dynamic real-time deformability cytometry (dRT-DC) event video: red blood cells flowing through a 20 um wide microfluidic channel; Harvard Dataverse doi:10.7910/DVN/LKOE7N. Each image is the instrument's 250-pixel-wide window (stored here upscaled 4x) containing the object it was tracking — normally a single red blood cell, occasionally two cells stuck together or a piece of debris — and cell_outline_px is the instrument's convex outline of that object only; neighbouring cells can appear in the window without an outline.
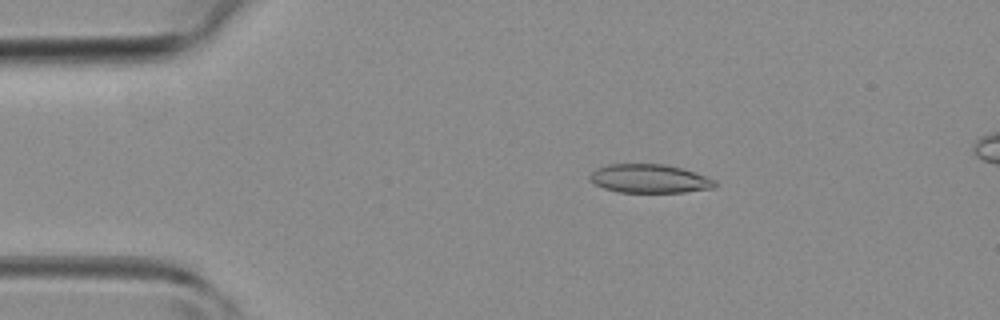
{"species": "common noctule bat (a hibernating species)", "species_latin": "Nyctalus noctula", "temperature_condition": "room temperature", "stored_images_in_passage": 41, "camera_frame_rate_fps": 3000, "um_per_image_px": 0.085, "animal": {"sex": "female", "body_mass_g": 19.3, "forearm_length_mm": 54.1}, "frame": {"image": 1, "passage_image": 4, "time_ms": 1.0, "image_size_px": [1000, 320], "cell_outline_px": [[716, 184], [712, 188], [684, 192], [620, 192], [604, 188], [588, 180], [588, 176], [596, 168], [608, 164], [664, 164], [680, 168], [716, 180]], "centroid_in_image_um": [55.15, 15.18], "position_along_channel_um": 29.8, "area_um2": 20.69}}
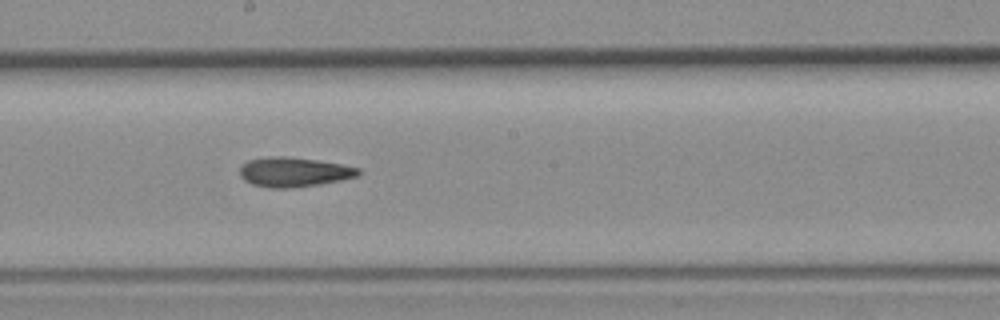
{"frame": {"image": 2, "passage_image": 20, "time_ms": 6.333, "image_size_px": [1000, 320], "cell_outline_px": [[360, 172], [356, 176], [340, 180], [320, 184], [292, 188], [268, 188], [252, 184], [244, 180], [240, 176], [240, 168], [248, 160], [272, 156], [284, 156], [316, 160], [340, 164], [360, 168]], "centroid_in_image_um": [24.95, 14.63], "position_along_channel_um": 223.2, "area_um2": 20.29}}
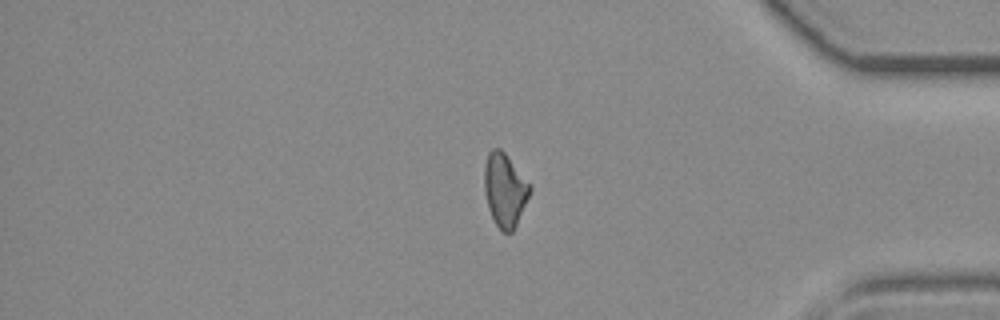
{"frame": {"image": 3, "passage_image": 33, "time_ms": 10.667, "image_size_px": [1000, 320], "cell_outline_px": [[532, 188], [516, 224], [512, 232], [504, 232], [496, 224], [488, 208], [484, 192], [484, 164], [488, 152], [492, 148], [500, 148], [504, 152], [532, 184]], "centroid_in_image_um": [42.9, 16.09], "position_along_channel_um": 392.3, "area_um2": 19.48}}